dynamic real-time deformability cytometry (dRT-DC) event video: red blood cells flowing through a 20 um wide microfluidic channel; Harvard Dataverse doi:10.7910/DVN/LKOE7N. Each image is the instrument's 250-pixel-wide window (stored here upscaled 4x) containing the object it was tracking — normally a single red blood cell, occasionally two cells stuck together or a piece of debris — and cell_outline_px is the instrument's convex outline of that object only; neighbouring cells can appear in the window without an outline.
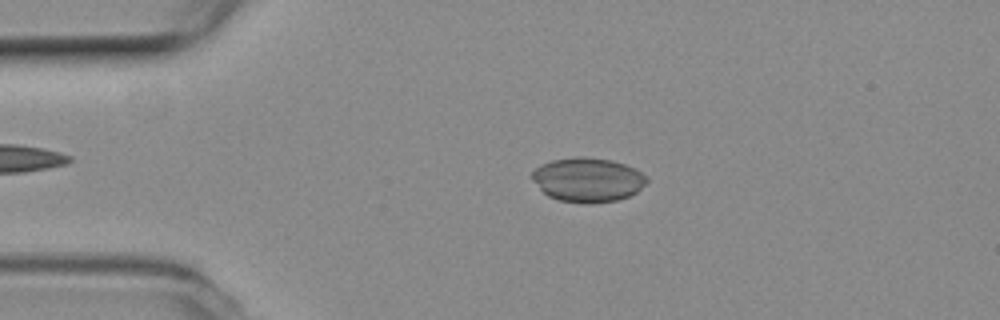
{"species": "common noctule bat (a hibernating species)", "species_latin": "Nyctalus noctula", "temperature_condition": "room temperature", "stored_images_in_passage": 22, "camera_frame_rate_fps": 3000, "um_per_image_px": 0.085, "animal": {"sex": "female", "body_mass_g": 19.3, "forearm_length_mm": 54.1}, "frame": {"image": 1, "passage_image": 9, "time_ms": 2.667, "image_size_px": [1000, 320], "cell_outline_px": [[648, 180], [636, 192], [628, 196], [616, 200], [592, 204], [588, 204], [560, 200], [548, 196], [532, 180], [532, 172], [536, 168], [552, 160], [572, 156], [584, 156], [612, 160], [636, 168], [648, 176]], "centroid_in_image_um": [49.98, 15.27], "position_along_channel_um": 35.0, "area_um2": 29.65}}
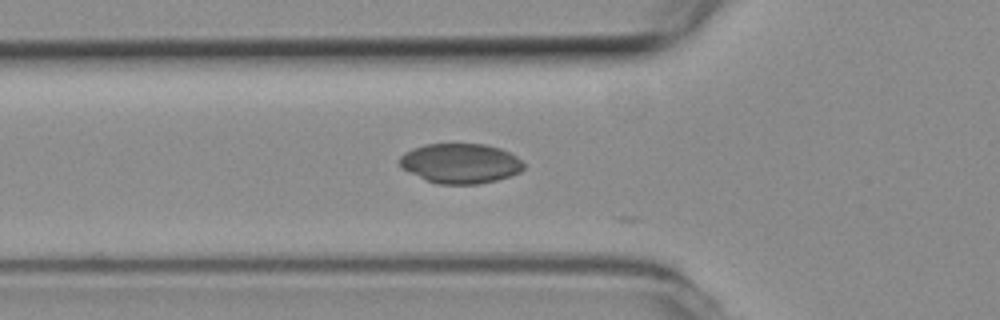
{"frame": {"image": 2, "passage_image": 16, "time_ms": 5.0, "image_size_px": [1000, 320], "cell_outline_px": [[524, 168], [520, 172], [496, 180], [476, 184], [440, 184], [428, 180], [400, 168], [400, 156], [404, 152], [412, 148], [424, 144], [484, 144], [500, 148], [516, 156], [524, 164]], "centroid_in_image_um": [39.12, 13.88], "position_along_channel_um": 86.7, "area_um2": 28.67}}
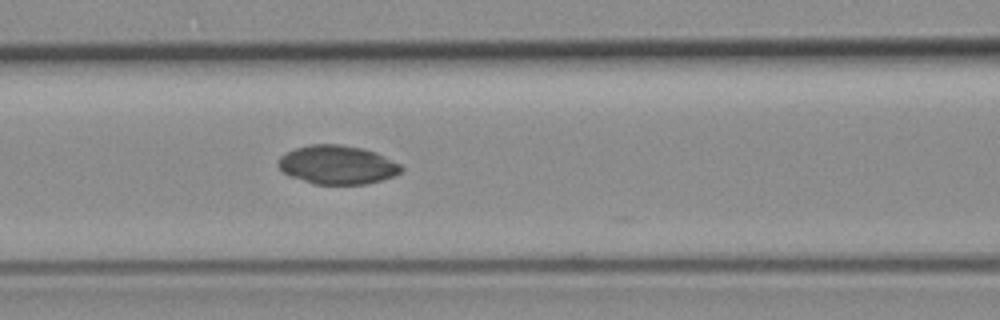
{"frame": {"image": 3, "passage_image": 20, "time_ms": 6.333, "image_size_px": [1000, 320], "cell_outline_px": [[404, 168], [400, 172], [392, 176], [380, 180], [364, 184], [316, 184], [288, 176], [276, 164], [280, 156], [296, 148], [308, 144], [340, 144], [364, 148], [376, 152], [400, 164]], "centroid_in_image_um": [28.65, 14.0], "position_along_channel_um": 137.9, "area_um2": 27.74}}